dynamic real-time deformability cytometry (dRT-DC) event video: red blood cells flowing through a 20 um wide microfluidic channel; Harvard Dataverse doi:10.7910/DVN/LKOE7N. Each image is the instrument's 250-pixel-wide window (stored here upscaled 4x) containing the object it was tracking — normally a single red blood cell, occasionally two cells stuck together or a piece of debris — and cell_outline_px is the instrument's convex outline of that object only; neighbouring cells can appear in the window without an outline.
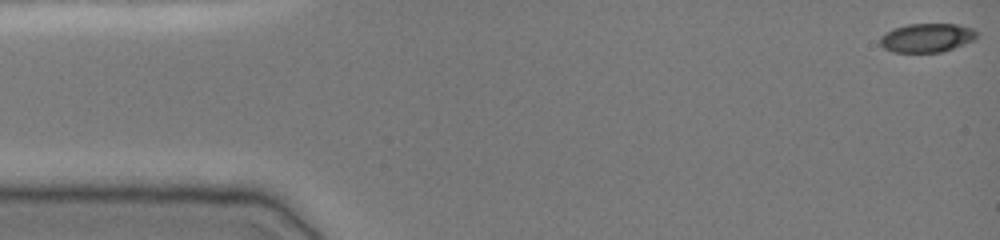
{"species": "common noctule bat (a hibernating species)", "species_latin": "Nyctalus noctula", "temperature_condition": "cold", "stored_images_in_passage": 46, "camera_frame_rate_fps": 3000, "um_per_image_px": 0.085, "animal": {"sex": "female", "body_mass_g": 19.0, "forearm_length_mm": 51.5}, "frame": {"image": 1, "passage_image": 1, "time_ms": 0.0, "image_size_px": [1000, 240], "cell_outline_px": [[980, 32], [976, 40], [940, 52], [892, 52], [884, 48], [880, 44], [880, 36], [892, 28], [908, 24], [956, 24], [972, 28]], "centroid_in_image_um": [78.8, 3.2], "position_along_channel_um": 6.2, "area_um2": 16.42}}
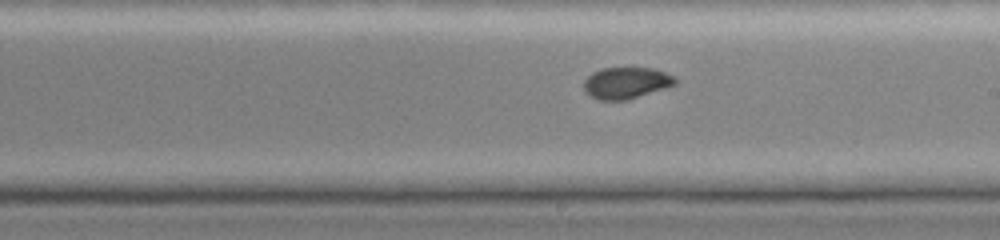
{"frame": {"image": 2, "passage_image": 28, "time_ms": 9.0, "image_size_px": [1000, 240], "cell_outline_px": [[676, 84], [668, 88], [628, 100], [600, 100], [588, 96], [584, 92], [584, 80], [592, 72], [600, 68], [652, 68], [676, 76]], "centroid_in_image_um": [53.23, 7.06], "position_along_channel_um": 235.8, "area_um2": 17.11}}
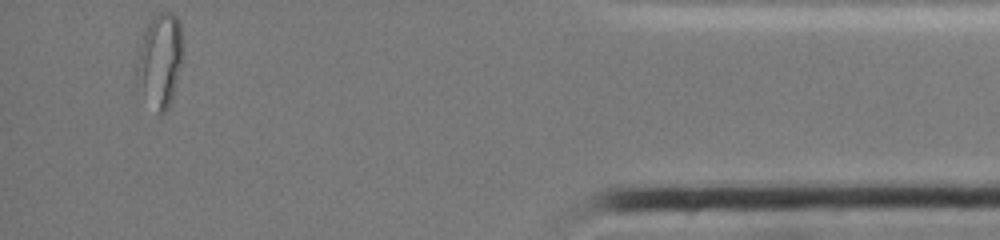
{"frame": {"image": 3, "passage_image": 46, "time_ms": 15.0, "image_size_px": [1000, 240], "cell_outline_px": [[184, 60], [172, 100], [168, 108], [160, 116], [156, 112], [136, 88], [136, 60], [140, 44], [148, 20], [152, 12], [172, 12], [180, 20], [184, 52]], "centroid_in_image_um": [13.6, 5.12], "position_along_channel_um": 421.6, "area_um2": 26.65}, "authors_computed_cell_mechanics": {"area_um2": 17.4845, "velocity_mm_per_s": 3.9023, "shape_relaxation_time_tau1_ms": null, "shape_relaxation_time_tau2_ms": 1.4405, "deformation_change_tau1": null, "deformation_change_tau2": 0.0392}}